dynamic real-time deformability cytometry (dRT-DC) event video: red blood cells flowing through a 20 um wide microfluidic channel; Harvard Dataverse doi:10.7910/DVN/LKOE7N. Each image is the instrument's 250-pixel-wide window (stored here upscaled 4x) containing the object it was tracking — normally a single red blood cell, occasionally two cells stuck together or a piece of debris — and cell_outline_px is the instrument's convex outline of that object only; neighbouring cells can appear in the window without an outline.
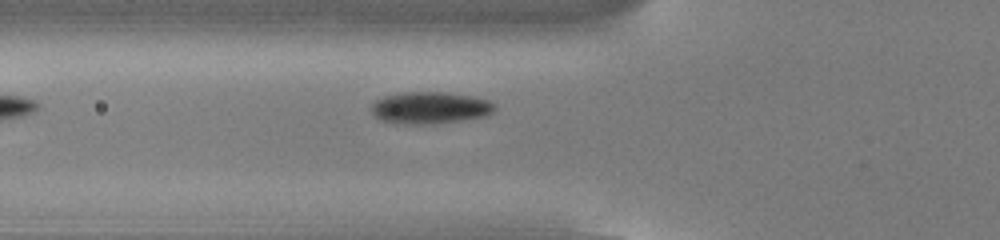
{"species": "common noctule bat (a hibernating species)", "species_latin": "Nyctalus noctula", "temperature_condition": "cold", "stored_images_in_passage": 16, "camera_frame_rate_fps": 3000, "um_per_image_px": 0.085, "animal": {"sex": "male", "body_mass_g": 13.0, "forearm_length_mm": 53.1}, "frame": {"image": 1, "passage_image": 3, "time_ms": 0.667, "image_size_px": [1000, 240], "cell_outline_px": [[496, 108], [488, 116], [464, 120], [424, 124], [396, 124], [380, 120], [372, 112], [372, 104], [376, 100], [384, 96], [404, 92], [448, 92], [472, 96], [488, 100], [496, 104]], "centroid_in_image_um": [36.58, 9.16], "position_along_channel_um": 89.2, "area_um2": 23.12}}
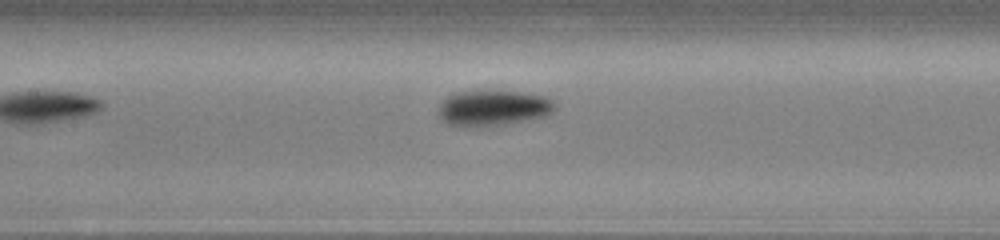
{"frame": {"image": 2, "passage_image": 9, "time_ms": 2.667, "image_size_px": [1000, 240], "cell_outline_px": [[556, 108], [548, 116], [504, 124], [448, 124], [440, 120], [436, 112], [436, 108], [448, 96], [456, 92], [520, 92], [544, 96], [552, 100], [556, 104]], "centroid_in_image_um": [41.93, 9.16], "position_along_channel_um": 165.5, "area_um2": 23.47}}
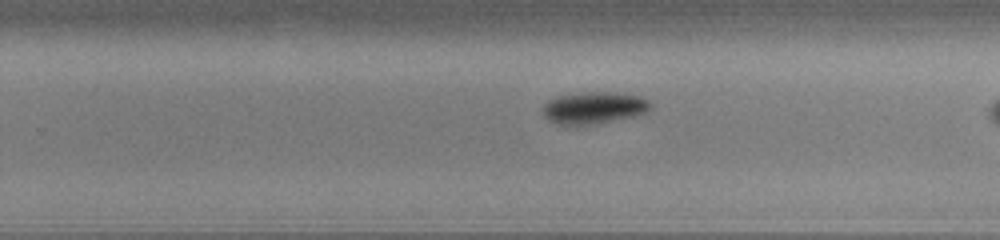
{"frame": {"image": 3, "passage_image": 15, "time_ms": 4.667, "image_size_px": [1000, 240], "cell_outline_px": [[652, 108], [644, 112], [632, 116], [576, 128], [556, 124], [548, 120], [544, 116], [544, 104], [548, 100], [556, 96], [580, 92], [616, 92], [640, 96], [648, 100], [652, 104]], "centroid_in_image_um": [50.43, 9.18], "position_along_channel_um": 279.4, "area_um2": 20.52}}